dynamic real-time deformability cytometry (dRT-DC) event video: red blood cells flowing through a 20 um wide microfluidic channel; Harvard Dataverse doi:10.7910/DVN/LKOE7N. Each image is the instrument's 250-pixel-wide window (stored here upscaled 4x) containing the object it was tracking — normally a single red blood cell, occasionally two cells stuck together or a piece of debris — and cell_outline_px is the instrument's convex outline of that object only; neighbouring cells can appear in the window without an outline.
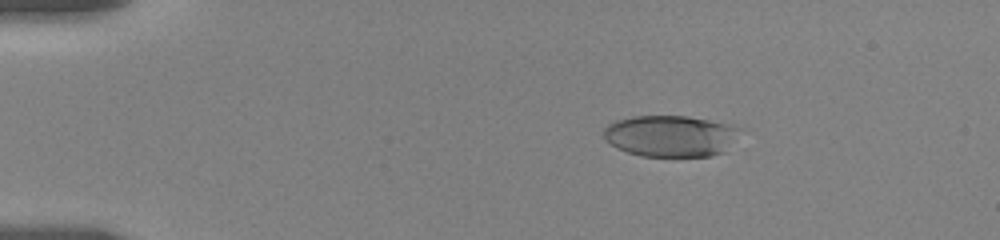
{"species": "human", "species_latin": "Homo sapiens", "temperature_condition": "room temperature", "stored_images_in_passage": 44, "camera_frame_rate_fps": 3000, "um_per_image_px": 0.085, "donor": {"sex": "female"}, "frame": {"image": 1, "passage_image": 6, "time_ms": 3.0, "image_size_px": [1000, 240], "cell_outline_px": [[744, 128], [724, 152], [712, 156], [640, 156], [616, 148], [604, 136], [604, 128], [608, 124], [616, 120], [632, 116], [688, 116], [732, 124]], "centroid_in_image_um": [57.04, 11.55], "position_along_channel_um": 28.0, "area_um2": 33.06}}
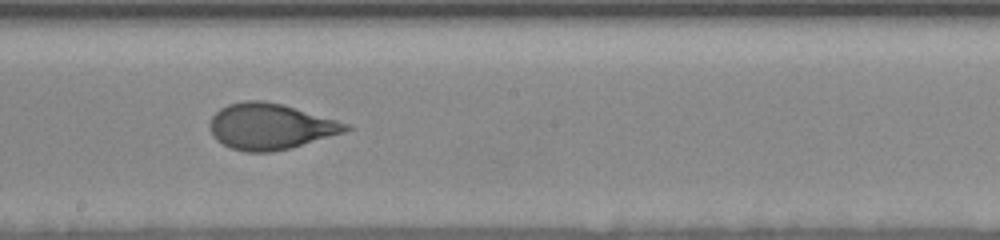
{"frame": {"image": 2, "passage_image": 27, "time_ms": 10.667, "image_size_px": [1000, 240], "cell_outline_px": [[352, 128], [344, 132], [288, 148], [272, 152], [244, 152], [232, 148], [216, 140], [212, 136], [208, 124], [212, 116], [220, 108], [228, 104], [244, 100], [264, 100], [280, 104], [352, 124]], "centroid_in_image_um": [22.94, 10.74], "position_along_channel_um": 225.3, "area_um2": 36.24}}
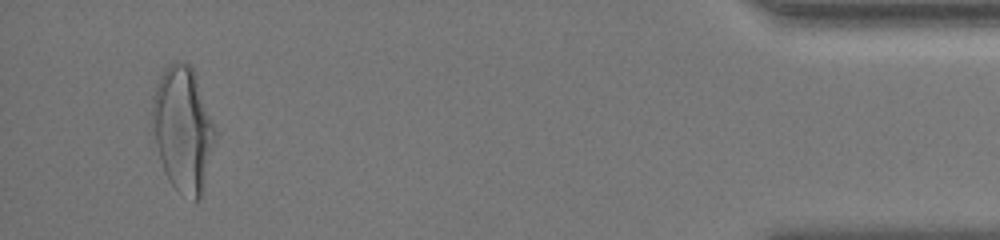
{"frame": {"image": 3, "passage_image": 43, "time_ms": 18.0, "image_size_px": [1000, 240], "cell_outline_px": [[216, 136], [204, 188], [200, 200], [192, 200], [180, 192], [168, 180], [160, 160], [152, 128], [152, 100], [160, 76], [168, 64], [176, 60], [188, 64], [196, 72], [216, 128]], "centroid_in_image_um": [15.57, 10.96], "position_along_channel_um": 419.6, "area_um2": 46.01}, "authors_computed_cell_mechanics": {"area_um2": 36.2117, "velocity_mm_per_s": 3.5265, "shape_relaxation_time_tau1_ms": 5.7331, "shape_relaxation_time_tau2_ms": null, "deformation_change_tau1": 0.2022, "deformation_change_tau2": null}}